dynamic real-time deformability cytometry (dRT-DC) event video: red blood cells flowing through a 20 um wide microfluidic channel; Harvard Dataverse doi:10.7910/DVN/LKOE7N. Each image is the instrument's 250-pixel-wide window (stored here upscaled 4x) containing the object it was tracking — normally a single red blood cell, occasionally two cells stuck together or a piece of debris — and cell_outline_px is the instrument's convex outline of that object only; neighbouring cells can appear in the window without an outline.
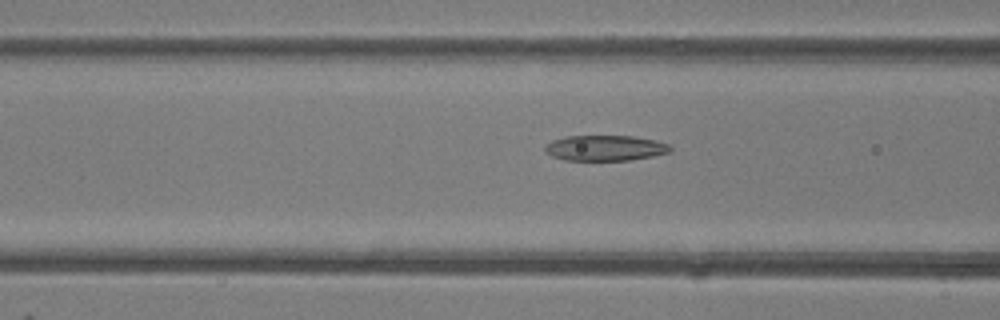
{"species": "common noctule bat (a hibernating species)", "species_latin": "Nyctalus noctula", "temperature_condition": "room temperature", "stored_images_in_passage": 36, "camera_frame_rate_fps": 3000, "um_per_image_px": 0.085, "animal": {"sex": "female"}, "frame": {"image": 1, "passage_image": 17, "time_ms": 5.333, "image_size_px": [1000, 320], "cell_outline_px": [[672, 152], [652, 156], [628, 160], [564, 160], [552, 156], [544, 152], [544, 148], [552, 140], [564, 136], [632, 136], [656, 140], [668, 144], [672, 148]], "centroid_in_image_um": [51.44, 12.58], "position_along_channel_um": 115.2, "area_um2": 18.67}}
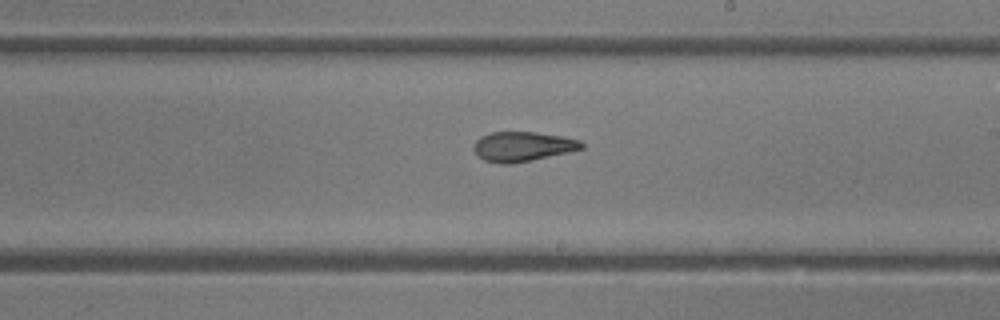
{"frame": {"image": 2, "passage_image": 26, "time_ms": 8.333, "image_size_px": [1000, 320], "cell_outline_px": [[584, 148], [568, 152], [532, 160], [512, 164], [500, 164], [484, 160], [476, 156], [472, 148], [476, 140], [480, 136], [492, 132], [536, 132], [564, 136], [580, 140], [584, 144]], "centroid_in_image_um": [44.4, 12.45], "position_along_channel_um": 244.6, "area_um2": 18.9}}
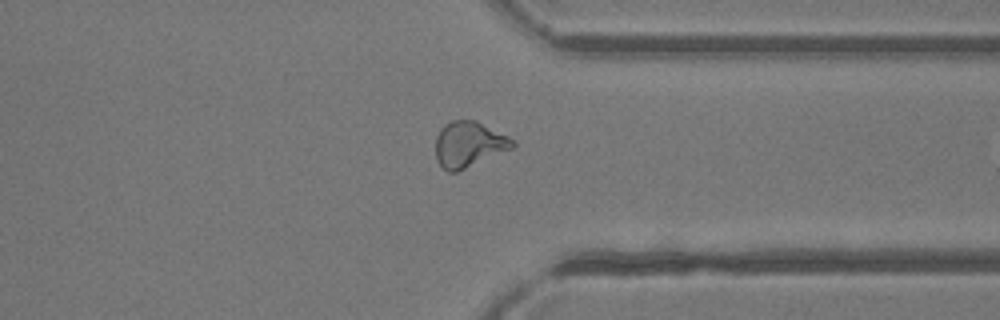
{"frame": {"image": 3, "passage_image": 35, "time_ms": 11.333, "image_size_px": [1000, 320], "cell_outline_px": [[516, 148], [456, 172], [448, 172], [436, 160], [436, 136], [440, 128], [444, 124], [452, 120], [476, 120], [516, 140]], "centroid_in_image_um": [39.89, 12.26], "position_along_channel_um": 371.5, "area_um2": 20.81}}